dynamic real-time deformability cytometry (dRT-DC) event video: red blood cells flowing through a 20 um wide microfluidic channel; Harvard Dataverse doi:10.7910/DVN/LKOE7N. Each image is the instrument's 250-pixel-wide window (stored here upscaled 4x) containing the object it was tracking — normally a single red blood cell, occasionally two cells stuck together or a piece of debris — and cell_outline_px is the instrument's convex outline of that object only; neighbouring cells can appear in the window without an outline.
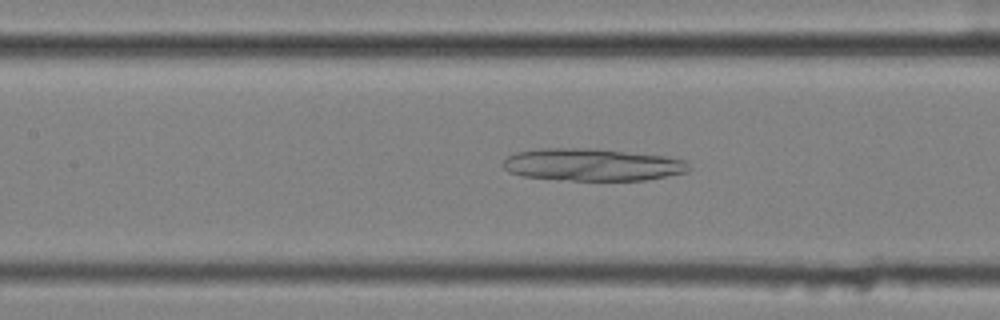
{"species": "common noctule bat (a hibernating species)", "species_latin": "Nyctalus noctula", "temperature_condition": "cold", "stored_images_in_passage": 56, "camera_frame_rate_fps": 3000, "um_per_image_px": 0.085, "animal": {"sex": "female", "body_mass_g": 25.1}, "frame": {"image": 1, "passage_image": 26, "time_ms": 8.333, "image_size_px": [1000, 320], "cell_outline_px": [[692, 168], [688, 172], [644, 180], [572, 180], [524, 176], [508, 172], [504, 168], [504, 160], [508, 156], [516, 152], [540, 148], [592, 148], [668, 156], [684, 160]], "centroid_in_image_um": [50.37, 13.99], "position_along_channel_um": 157.0, "area_um2": 34.97}}
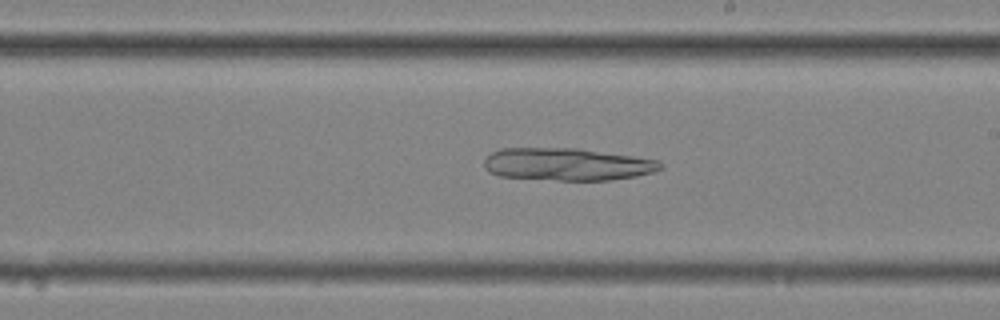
{"frame": {"image": 2, "passage_image": 33, "time_ms": 10.667, "image_size_px": [1000, 320], "cell_outline_px": [[664, 168], [652, 172], [636, 176], [612, 180], [556, 180], [500, 176], [488, 172], [484, 168], [484, 160], [492, 152], [504, 148], [576, 148], [660, 160], [664, 164]], "centroid_in_image_um": [48.22, 13.97], "position_along_channel_um": 240.8, "area_um2": 33.41}}
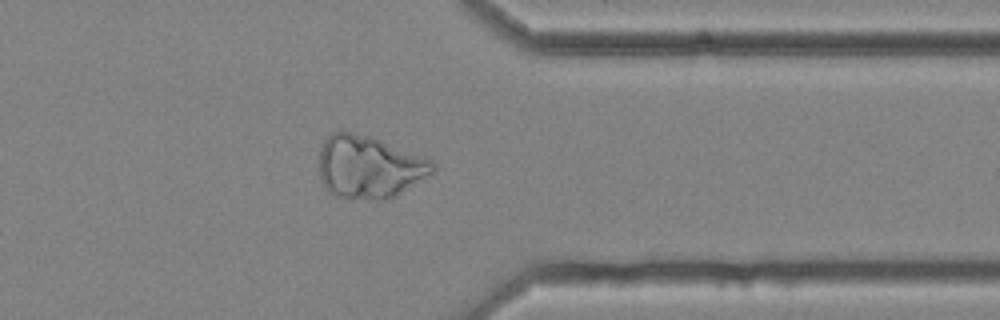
{"frame": {"image": 3, "passage_image": 45, "time_ms": 14.667, "image_size_px": [1000, 320], "cell_outline_px": [[436, 168], [432, 172], [396, 196], [384, 200], [376, 200], [336, 196], [328, 192], [320, 180], [320, 148], [324, 140], [332, 132], [340, 128], [368, 136], [380, 140], [432, 160], [436, 164]], "centroid_in_image_um": [31.33, 14.18], "position_along_channel_um": 380.1, "area_um2": 41.44}}